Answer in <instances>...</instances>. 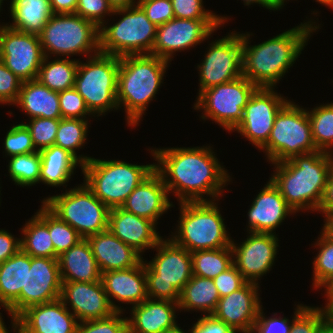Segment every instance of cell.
Returning <instances> with one entry per match:
<instances>
[{
    "instance_id": "63",
    "label": "cell",
    "mask_w": 333,
    "mask_h": 333,
    "mask_svg": "<svg viewBox=\"0 0 333 333\" xmlns=\"http://www.w3.org/2000/svg\"><path fill=\"white\" fill-rule=\"evenodd\" d=\"M11 319V332H12V330H13V332H15V333H21V328H20V324H19V321H18V318H16V317H10Z\"/></svg>"
},
{
    "instance_id": "53",
    "label": "cell",
    "mask_w": 333,
    "mask_h": 333,
    "mask_svg": "<svg viewBox=\"0 0 333 333\" xmlns=\"http://www.w3.org/2000/svg\"><path fill=\"white\" fill-rule=\"evenodd\" d=\"M213 282L221 298L240 289L247 281L243 278L235 265L232 264L228 269L213 278Z\"/></svg>"
},
{
    "instance_id": "2",
    "label": "cell",
    "mask_w": 333,
    "mask_h": 333,
    "mask_svg": "<svg viewBox=\"0 0 333 333\" xmlns=\"http://www.w3.org/2000/svg\"><path fill=\"white\" fill-rule=\"evenodd\" d=\"M314 19L301 22L270 39L250 45V32H242V75L258 88H275L295 64L313 32L321 29Z\"/></svg>"
},
{
    "instance_id": "24",
    "label": "cell",
    "mask_w": 333,
    "mask_h": 333,
    "mask_svg": "<svg viewBox=\"0 0 333 333\" xmlns=\"http://www.w3.org/2000/svg\"><path fill=\"white\" fill-rule=\"evenodd\" d=\"M17 318L21 333H76L79 323L60 298L31 306Z\"/></svg>"
},
{
    "instance_id": "50",
    "label": "cell",
    "mask_w": 333,
    "mask_h": 333,
    "mask_svg": "<svg viewBox=\"0 0 333 333\" xmlns=\"http://www.w3.org/2000/svg\"><path fill=\"white\" fill-rule=\"evenodd\" d=\"M22 81L0 59V105H14L19 97Z\"/></svg>"
},
{
    "instance_id": "51",
    "label": "cell",
    "mask_w": 333,
    "mask_h": 333,
    "mask_svg": "<svg viewBox=\"0 0 333 333\" xmlns=\"http://www.w3.org/2000/svg\"><path fill=\"white\" fill-rule=\"evenodd\" d=\"M137 4L157 27L174 18L171 0H138Z\"/></svg>"
},
{
    "instance_id": "68",
    "label": "cell",
    "mask_w": 333,
    "mask_h": 333,
    "mask_svg": "<svg viewBox=\"0 0 333 333\" xmlns=\"http://www.w3.org/2000/svg\"><path fill=\"white\" fill-rule=\"evenodd\" d=\"M283 6H285V2L287 3V1L289 0H278Z\"/></svg>"
},
{
    "instance_id": "25",
    "label": "cell",
    "mask_w": 333,
    "mask_h": 333,
    "mask_svg": "<svg viewBox=\"0 0 333 333\" xmlns=\"http://www.w3.org/2000/svg\"><path fill=\"white\" fill-rule=\"evenodd\" d=\"M170 199L161 175L154 170L131 192L121 208L158 225L159 218L175 207Z\"/></svg>"
},
{
    "instance_id": "10",
    "label": "cell",
    "mask_w": 333,
    "mask_h": 333,
    "mask_svg": "<svg viewBox=\"0 0 333 333\" xmlns=\"http://www.w3.org/2000/svg\"><path fill=\"white\" fill-rule=\"evenodd\" d=\"M39 39L45 57H89L100 52L99 28L76 13L53 14Z\"/></svg>"
},
{
    "instance_id": "6",
    "label": "cell",
    "mask_w": 333,
    "mask_h": 333,
    "mask_svg": "<svg viewBox=\"0 0 333 333\" xmlns=\"http://www.w3.org/2000/svg\"><path fill=\"white\" fill-rule=\"evenodd\" d=\"M81 170L85 185L112 209L125 203L131 192L155 170V163L138 165L92 157Z\"/></svg>"
},
{
    "instance_id": "28",
    "label": "cell",
    "mask_w": 333,
    "mask_h": 333,
    "mask_svg": "<svg viewBox=\"0 0 333 333\" xmlns=\"http://www.w3.org/2000/svg\"><path fill=\"white\" fill-rule=\"evenodd\" d=\"M130 308L128 333H163L177 324L178 302L147 298Z\"/></svg>"
},
{
    "instance_id": "48",
    "label": "cell",
    "mask_w": 333,
    "mask_h": 333,
    "mask_svg": "<svg viewBox=\"0 0 333 333\" xmlns=\"http://www.w3.org/2000/svg\"><path fill=\"white\" fill-rule=\"evenodd\" d=\"M59 104L62 118L90 119L92 114L85 105L83 97L73 87L59 92ZM88 115V117H87Z\"/></svg>"
},
{
    "instance_id": "15",
    "label": "cell",
    "mask_w": 333,
    "mask_h": 333,
    "mask_svg": "<svg viewBox=\"0 0 333 333\" xmlns=\"http://www.w3.org/2000/svg\"><path fill=\"white\" fill-rule=\"evenodd\" d=\"M222 26L220 20L173 18L157 27L151 55L171 62L176 52L201 45Z\"/></svg>"
},
{
    "instance_id": "52",
    "label": "cell",
    "mask_w": 333,
    "mask_h": 333,
    "mask_svg": "<svg viewBox=\"0 0 333 333\" xmlns=\"http://www.w3.org/2000/svg\"><path fill=\"white\" fill-rule=\"evenodd\" d=\"M262 308L263 306L260 308L252 333H290L292 320L283 315L277 316L276 312L271 317H266Z\"/></svg>"
},
{
    "instance_id": "61",
    "label": "cell",
    "mask_w": 333,
    "mask_h": 333,
    "mask_svg": "<svg viewBox=\"0 0 333 333\" xmlns=\"http://www.w3.org/2000/svg\"><path fill=\"white\" fill-rule=\"evenodd\" d=\"M316 333H333V323L325 318L318 326Z\"/></svg>"
},
{
    "instance_id": "34",
    "label": "cell",
    "mask_w": 333,
    "mask_h": 333,
    "mask_svg": "<svg viewBox=\"0 0 333 333\" xmlns=\"http://www.w3.org/2000/svg\"><path fill=\"white\" fill-rule=\"evenodd\" d=\"M27 265H31V256L21 249L0 264V307L7 310L26 290Z\"/></svg>"
},
{
    "instance_id": "60",
    "label": "cell",
    "mask_w": 333,
    "mask_h": 333,
    "mask_svg": "<svg viewBox=\"0 0 333 333\" xmlns=\"http://www.w3.org/2000/svg\"><path fill=\"white\" fill-rule=\"evenodd\" d=\"M109 5L113 10L128 8L130 6L136 5L138 0H107Z\"/></svg>"
},
{
    "instance_id": "67",
    "label": "cell",
    "mask_w": 333,
    "mask_h": 333,
    "mask_svg": "<svg viewBox=\"0 0 333 333\" xmlns=\"http://www.w3.org/2000/svg\"><path fill=\"white\" fill-rule=\"evenodd\" d=\"M6 26H7V23L3 24V22H2V24H1V22H0V49H1V36H2V33Z\"/></svg>"
},
{
    "instance_id": "22",
    "label": "cell",
    "mask_w": 333,
    "mask_h": 333,
    "mask_svg": "<svg viewBox=\"0 0 333 333\" xmlns=\"http://www.w3.org/2000/svg\"><path fill=\"white\" fill-rule=\"evenodd\" d=\"M266 183L248 209L247 232L276 234L281 223L296 214L273 182L268 179Z\"/></svg>"
},
{
    "instance_id": "70",
    "label": "cell",
    "mask_w": 333,
    "mask_h": 333,
    "mask_svg": "<svg viewBox=\"0 0 333 333\" xmlns=\"http://www.w3.org/2000/svg\"><path fill=\"white\" fill-rule=\"evenodd\" d=\"M0 189H1V187H0ZM0 195H2V194H1V190H0ZM0 197H1V196H0ZM1 201H2V200H1V198H0V205H1Z\"/></svg>"
},
{
    "instance_id": "19",
    "label": "cell",
    "mask_w": 333,
    "mask_h": 333,
    "mask_svg": "<svg viewBox=\"0 0 333 333\" xmlns=\"http://www.w3.org/2000/svg\"><path fill=\"white\" fill-rule=\"evenodd\" d=\"M44 57L39 35L5 27L0 59L22 82L37 79Z\"/></svg>"
},
{
    "instance_id": "16",
    "label": "cell",
    "mask_w": 333,
    "mask_h": 333,
    "mask_svg": "<svg viewBox=\"0 0 333 333\" xmlns=\"http://www.w3.org/2000/svg\"><path fill=\"white\" fill-rule=\"evenodd\" d=\"M290 101L275 88H257L243 110V117L232 131L260 150L268 141L278 112Z\"/></svg>"
},
{
    "instance_id": "8",
    "label": "cell",
    "mask_w": 333,
    "mask_h": 333,
    "mask_svg": "<svg viewBox=\"0 0 333 333\" xmlns=\"http://www.w3.org/2000/svg\"><path fill=\"white\" fill-rule=\"evenodd\" d=\"M114 15L122 18L113 25L107 21L99 28L100 52L116 57L151 55L157 26L146 17L142 8L136 4L116 9Z\"/></svg>"
},
{
    "instance_id": "45",
    "label": "cell",
    "mask_w": 333,
    "mask_h": 333,
    "mask_svg": "<svg viewBox=\"0 0 333 333\" xmlns=\"http://www.w3.org/2000/svg\"><path fill=\"white\" fill-rule=\"evenodd\" d=\"M5 157L36 152L31 133L24 123L14 124L4 137Z\"/></svg>"
},
{
    "instance_id": "5",
    "label": "cell",
    "mask_w": 333,
    "mask_h": 333,
    "mask_svg": "<svg viewBox=\"0 0 333 333\" xmlns=\"http://www.w3.org/2000/svg\"><path fill=\"white\" fill-rule=\"evenodd\" d=\"M219 201L180 202L178 225L170 238L190 253L231 246Z\"/></svg>"
},
{
    "instance_id": "35",
    "label": "cell",
    "mask_w": 333,
    "mask_h": 333,
    "mask_svg": "<svg viewBox=\"0 0 333 333\" xmlns=\"http://www.w3.org/2000/svg\"><path fill=\"white\" fill-rule=\"evenodd\" d=\"M220 295L213 279L192 275L180 292L179 311L200 312L203 316L212 315L217 307Z\"/></svg>"
},
{
    "instance_id": "11",
    "label": "cell",
    "mask_w": 333,
    "mask_h": 333,
    "mask_svg": "<svg viewBox=\"0 0 333 333\" xmlns=\"http://www.w3.org/2000/svg\"><path fill=\"white\" fill-rule=\"evenodd\" d=\"M41 203L60 220L68 223L83 239L108 230L110 209L84 182L61 194L49 195Z\"/></svg>"
},
{
    "instance_id": "55",
    "label": "cell",
    "mask_w": 333,
    "mask_h": 333,
    "mask_svg": "<svg viewBox=\"0 0 333 333\" xmlns=\"http://www.w3.org/2000/svg\"><path fill=\"white\" fill-rule=\"evenodd\" d=\"M8 230L0 229V264L15 255L20 249V238Z\"/></svg>"
},
{
    "instance_id": "46",
    "label": "cell",
    "mask_w": 333,
    "mask_h": 333,
    "mask_svg": "<svg viewBox=\"0 0 333 333\" xmlns=\"http://www.w3.org/2000/svg\"><path fill=\"white\" fill-rule=\"evenodd\" d=\"M26 125L31 133V137L36 151H41L55 144V137L60 119L31 118Z\"/></svg>"
},
{
    "instance_id": "37",
    "label": "cell",
    "mask_w": 333,
    "mask_h": 333,
    "mask_svg": "<svg viewBox=\"0 0 333 333\" xmlns=\"http://www.w3.org/2000/svg\"><path fill=\"white\" fill-rule=\"evenodd\" d=\"M89 120L75 118H61L55 137V145L67 150L82 165L92 157L79 155L77 152L87 143ZM78 150V151H77Z\"/></svg>"
},
{
    "instance_id": "59",
    "label": "cell",
    "mask_w": 333,
    "mask_h": 333,
    "mask_svg": "<svg viewBox=\"0 0 333 333\" xmlns=\"http://www.w3.org/2000/svg\"><path fill=\"white\" fill-rule=\"evenodd\" d=\"M326 300L325 306L322 308L324 309L326 318L333 323V291H324V295Z\"/></svg>"
},
{
    "instance_id": "66",
    "label": "cell",
    "mask_w": 333,
    "mask_h": 333,
    "mask_svg": "<svg viewBox=\"0 0 333 333\" xmlns=\"http://www.w3.org/2000/svg\"><path fill=\"white\" fill-rule=\"evenodd\" d=\"M323 288L325 291H333V278Z\"/></svg>"
},
{
    "instance_id": "3",
    "label": "cell",
    "mask_w": 333,
    "mask_h": 333,
    "mask_svg": "<svg viewBox=\"0 0 333 333\" xmlns=\"http://www.w3.org/2000/svg\"><path fill=\"white\" fill-rule=\"evenodd\" d=\"M272 165L275 170L269 179L295 213L317 212L333 167V154L317 150Z\"/></svg>"
},
{
    "instance_id": "12",
    "label": "cell",
    "mask_w": 333,
    "mask_h": 333,
    "mask_svg": "<svg viewBox=\"0 0 333 333\" xmlns=\"http://www.w3.org/2000/svg\"><path fill=\"white\" fill-rule=\"evenodd\" d=\"M260 150L271 164L317 151L307 108L290 100L278 112L269 139Z\"/></svg>"
},
{
    "instance_id": "49",
    "label": "cell",
    "mask_w": 333,
    "mask_h": 333,
    "mask_svg": "<svg viewBox=\"0 0 333 333\" xmlns=\"http://www.w3.org/2000/svg\"><path fill=\"white\" fill-rule=\"evenodd\" d=\"M113 12L107 0H78L75 13L100 28L107 22L106 16L112 17Z\"/></svg>"
},
{
    "instance_id": "57",
    "label": "cell",
    "mask_w": 333,
    "mask_h": 333,
    "mask_svg": "<svg viewBox=\"0 0 333 333\" xmlns=\"http://www.w3.org/2000/svg\"><path fill=\"white\" fill-rule=\"evenodd\" d=\"M78 0H50L54 14L75 13Z\"/></svg>"
},
{
    "instance_id": "58",
    "label": "cell",
    "mask_w": 333,
    "mask_h": 333,
    "mask_svg": "<svg viewBox=\"0 0 333 333\" xmlns=\"http://www.w3.org/2000/svg\"><path fill=\"white\" fill-rule=\"evenodd\" d=\"M244 6H250L253 4L261 5L262 7L271 11H280L283 9V5L278 0H242Z\"/></svg>"
},
{
    "instance_id": "20",
    "label": "cell",
    "mask_w": 333,
    "mask_h": 333,
    "mask_svg": "<svg viewBox=\"0 0 333 333\" xmlns=\"http://www.w3.org/2000/svg\"><path fill=\"white\" fill-rule=\"evenodd\" d=\"M259 286L260 284L246 282L240 289L221 297L212 316L236 333H252L263 306Z\"/></svg>"
},
{
    "instance_id": "7",
    "label": "cell",
    "mask_w": 333,
    "mask_h": 333,
    "mask_svg": "<svg viewBox=\"0 0 333 333\" xmlns=\"http://www.w3.org/2000/svg\"><path fill=\"white\" fill-rule=\"evenodd\" d=\"M153 249V259L144 260L148 298L178 302L193 275L191 253L170 237H163Z\"/></svg>"
},
{
    "instance_id": "62",
    "label": "cell",
    "mask_w": 333,
    "mask_h": 333,
    "mask_svg": "<svg viewBox=\"0 0 333 333\" xmlns=\"http://www.w3.org/2000/svg\"><path fill=\"white\" fill-rule=\"evenodd\" d=\"M163 333H192V332L190 328L188 331L185 332L184 329L180 327V324L178 325L177 323L174 327L165 330Z\"/></svg>"
},
{
    "instance_id": "39",
    "label": "cell",
    "mask_w": 333,
    "mask_h": 333,
    "mask_svg": "<svg viewBox=\"0 0 333 333\" xmlns=\"http://www.w3.org/2000/svg\"><path fill=\"white\" fill-rule=\"evenodd\" d=\"M315 240L317 241L313 247L318 249V252L312 262V288L322 290L333 278V234L323 226L318 239Z\"/></svg>"
},
{
    "instance_id": "56",
    "label": "cell",
    "mask_w": 333,
    "mask_h": 333,
    "mask_svg": "<svg viewBox=\"0 0 333 333\" xmlns=\"http://www.w3.org/2000/svg\"><path fill=\"white\" fill-rule=\"evenodd\" d=\"M317 213H321L324 223L333 216V167L328 177V182L324 192L323 200Z\"/></svg>"
},
{
    "instance_id": "47",
    "label": "cell",
    "mask_w": 333,
    "mask_h": 333,
    "mask_svg": "<svg viewBox=\"0 0 333 333\" xmlns=\"http://www.w3.org/2000/svg\"><path fill=\"white\" fill-rule=\"evenodd\" d=\"M125 312L116 311L110 317L79 322L76 333H128Z\"/></svg>"
},
{
    "instance_id": "65",
    "label": "cell",
    "mask_w": 333,
    "mask_h": 333,
    "mask_svg": "<svg viewBox=\"0 0 333 333\" xmlns=\"http://www.w3.org/2000/svg\"><path fill=\"white\" fill-rule=\"evenodd\" d=\"M315 2L320 3L321 5L328 6L329 8L333 9V0H315Z\"/></svg>"
},
{
    "instance_id": "42",
    "label": "cell",
    "mask_w": 333,
    "mask_h": 333,
    "mask_svg": "<svg viewBox=\"0 0 333 333\" xmlns=\"http://www.w3.org/2000/svg\"><path fill=\"white\" fill-rule=\"evenodd\" d=\"M48 230L55 253L60 256L83 239L68 223L60 220L48 209Z\"/></svg>"
},
{
    "instance_id": "43",
    "label": "cell",
    "mask_w": 333,
    "mask_h": 333,
    "mask_svg": "<svg viewBox=\"0 0 333 333\" xmlns=\"http://www.w3.org/2000/svg\"><path fill=\"white\" fill-rule=\"evenodd\" d=\"M295 306L290 333H316L319 324L326 318L324 309L302 303Z\"/></svg>"
},
{
    "instance_id": "29",
    "label": "cell",
    "mask_w": 333,
    "mask_h": 333,
    "mask_svg": "<svg viewBox=\"0 0 333 333\" xmlns=\"http://www.w3.org/2000/svg\"><path fill=\"white\" fill-rule=\"evenodd\" d=\"M62 282L92 283L101 280V272L87 239H81L58 257Z\"/></svg>"
},
{
    "instance_id": "64",
    "label": "cell",
    "mask_w": 333,
    "mask_h": 333,
    "mask_svg": "<svg viewBox=\"0 0 333 333\" xmlns=\"http://www.w3.org/2000/svg\"><path fill=\"white\" fill-rule=\"evenodd\" d=\"M3 315H0V333H10V331L7 328L6 323L4 322V319L2 318Z\"/></svg>"
},
{
    "instance_id": "27",
    "label": "cell",
    "mask_w": 333,
    "mask_h": 333,
    "mask_svg": "<svg viewBox=\"0 0 333 333\" xmlns=\"http://www.w3.org/2000/svg\"><path fill=\"white\" fill-rule=\"evenodd\" d=\"M101 273L137 266L143 257L109 230L86 238Z\"/></svg>"
},
{
    "instance_id": "41",
    "label": "cell",
    "mask_w": 333,
    "mask_h": 333,
    "mask_svg": "<svg viewBox=\"0 0 333 333\" xmlns=\"http://www.w3.org/2000/svg\"><path fill=\"white\" fill-rule=\"evenodd\" d=\"M8 173L14 185L29 187L40 184V151L9 157Z\"/></svg>"
},
{
    "instance_id": "30",
    "label": "cell",
    "mask_w": 333,
    "mask_h": 333,
    "mask_svg": "<svg viewBox=\"0 0 333 333\" xmlns=\"http://www.w3.org/2000/svg\"><path fill=\"white\" fill-rule=\"evenodd\" d=\"M31 118L61 119L59 93L42 85L37 79L22 82L19 97L13 105Z\"/></svg>"
},
{
    "instance_id": "13",
    "label": "cell",
    "mask_w": 333,
    "mask_h": 333,
    "mask_svg": "<svg viewBox=\"0 0 333 333\" xmlns=\"http://www.w3.org/2000/svg\"><path fill=\"white\" fill-rule=\"evenodd\" d=\"M258 87L245 76L202 91L195 100L194 110L202 112V120H212L232 132L243 117L244 107Z\"/></svg>"
},
{
    "instance_id": "21",
    "label": "cell",
    "mask_w": 333,
    "mask_h": 333,
    "mask_svg": "<svg viewBox=\"0 0 333 333\" xmlns=\"http://www.w3.org/2000/svg\"><path fill=\"white\" fill-rule=\"evenodd\" d=\"M60 299L79 322L107 318L116 312L101 280L62 282Z\"/></svg>"
},
{
    "instance_id": "54",
    "label": "cell",
    "mask_w": 333,
    "mask_h": 333,
    "mask_svg": "<svg viewBox=\"0 0 333 333\" xmlns=\"http://www.w3.org/2000/svg\"><path fill=\"white\" fill-rule=\"evenodd\" d=\"M190 328L192 333H236L227 324L212 315L198 318Z\"/></svg>"
},
{
    "instance_id": "18",
    "label": "cell",
    "mask_w": 333,
    "mask_h": 333,
    "mask_svg": "<svg viewBox=\"0 0 333 333\" xmlns=\"http://www.w3.org/2000/svg\"><path fill=\"white\" fill-rule=\"evenodd\" d=\"M247 234L240 244L235 243L234 239L231 241L233 264L247 282L259 284V280L272 270L277 260L279 238L278 234L273 233Z\"/></svg>"
},
{
    "instance_id": "1",
    "label": "cell",
    "mask_w": 333,
    "mask_h": 333,
    "mask_svg": "<svg viewBox=\"0 0 333 333\" xmlns=\"http://www.w3.org/2000/svg\"><path fill=\"white\" fill-rule=\"evenodd\" d=\"M149 149L157 161L155 170L161 175L169 196L174 194L178 203L217 201L224 197L223 190L232 178L212 146Z\"/></svg>"
},
{
    "instance_id": "36",
    "label": "cell",
    "mask_w": 333,
    "mask_h": 333,
    "mask_svg": "<svg viewBox=\"0 0 333 333\" xmlns=\"http://www.w3.org/2000/svg\"><path fill=\"white\" fill-rule=\"evenodd\" d=\"M44 57L37 80L50 90L62 92L75 85L79 59Z\"/></svg>"
},
{
    "instance_id": "14",
    "label": "cell",
    "mask_w": 333,
    "mask_h": 333,
    "mask_svg": "<svg viewBox=\"0 0 333 333\" xmlns=\"http://www.w3.org/2000/svg\"><path fill=\"white\" fill-rule=\"evenodd\" d=\"M208 45L204 60L197 64L198 95L210 87L242 76V33L232 31Z\"/></svg>"
},
{
    "instance_id": "17",
    "label": "cell",
    "mask_w": 333,
    "mask_h": 333,
    "mask_svg": "<svg viewBox=\"0 0 333 333\" xmlns=\"http://www.w3.org/2000/svg\"><path fill=\"white\" fill-rule=\"evenodd\" d=\"M62 280L58 258L31 257L27 265L26 290L5 311L9 316L18 317L27 308L60 298Z\"/></svg>"
},
{
    "instance_id": "33",
    "label": "cell",
    "mask_w": 333,
    "mask_h": 333,
    "mask_svg": "<svg viewBox=\"0 0 333 333\" xmlns=\"http://www.w3.org/2000/svg\"><path fill=\"white\" fill-rule=\"evenodd\" d=\"M10 21L7 25L14 30L39 35L54 14L50 0H11L9 1Z\"/></svg>"
},
{
    "instance_id": "32",
    "label": "cell",
    "mask_w": 333,
    "mask_h": 333,
    "mask_svg": "<svg viewBox=\"0 0 333 333\" xmlns=\"http://www.w3.org/2000/svg\"><path fill=\"white\" fill-rule=\"evenodd\" d=\"M21 250L31 257L58 258L48 230V208L42 203L40 208L22 226Z\"/></svg>"
},
{
    "instance_id": "38",
    "label": "cell",
    "mask_w": 333,
    "mask_h": 333,
    "mask_svg": "<svg viewBox=\"0 0 333 333\" xmlns=\"http://www.w3.org/2000/svg\"><path fill=\"white\" fill-rule=\"evenodd\" d=\"M192 273L195 276L213 279L233 264L231 246L191 253Z\"/></svg>"
},
{
    "instance_id": "26",
    "label": "cell",
    "mask_w": 333,
    "mask_h": 333,
    "mask_svg": "<svg viewBox=\"0 0 333 333\" xmlns=\"http://www.w3.org/2000/svg\"><path fill=\"white\" fill-rule=\"evenodd\" d=\"M108 230L141 255H144L145 250H153L163 238L154 222L129 213L121 207L109 210Z\"/></svg>"
},
{
    "instance_id": "31",
    "label": "cell",
    "mask_w": 333,
    "mask_h": 333,
    "mask_svg": "<svg viewBox=\"0 0 333 333\" xmlns=\"http://www.w3.org/2000/svg\"><path fill=\"white\" fill-rule=\"evenodd\" d=\"M41 170L40 183L50 187H67V183L82 164L67 150L52 145L40 151Z\"/></svg>"
},
{
    "instance_id": "23",
    "label": "cell",
    "mask_w": 333,
    "mask_h": 333,
    "mask_svg": "<svg viewBox=\"0 0 333 333\" xmlns=\"http://www.w3.org/2000/svg\"><path fill=\"white\" fill-rule=\"evenodd\" d=\"M101 281L111 306L118 312L126 311L118 302L133 307L148 298L144 259L133 268L101 273Z\"/></svg>"
},
{
    "instance_id": "9",
    "label": "cell",
    "mask_w": 333,
    "mask_h": 333,
    "mask_svg": "<svg viewBox=\"0 0 333 333\" xmlns=\"http://www.w3.org/2000/svg\"><path fill=\"white\" fill-rule=\"evenodd\" d=\"M86 59L82 62L79 58L74 88L94 118L117 111L120 57L99 52Z\"/></svg>"
},
{
    "instance_id": "40",
    "label": "cell",
    "mask_w": 333,
    "mask_h": 333,
    "mask_svg": "<svg viewBox=\"0 0 333 333\" xmlns=\"http://www.w3.org/2000/svg\"><path fill=\"white\" fill-rule=\"evenodd\" d=\"M307 113L316 148L333 154V102L307 109Z\"/></svg>"
},
{
    "instance_id": "4",
    "label": "cell",
    "mask_w": 333,
    "mask_h": 333,
    "mask_svg": "<svg viewBox=\"0 0 333 333\" xmlns=\"http://www.w3.org/2000/svg\"><path fill=\"white\" fill-rule=\"evenodd\" d=\"M170 63V64H169ZM171 62L154 55L120 57L117 103L125 111L128 127L139 126L150 102L155 99Z\"/></svg>"
},
{
    "instance_id": "44",
    "label": "cell",
    "mask_w": 333,
    "mask_h": 333,
    "mask_svg": "<svg viewBox=\"0 0 333 333\" xmlns=\"http://www.w3.org/2000/svg\"><path fill=\"white\" fill-rule=\"evenodd\" d=\"M174 18L193 20H220L223 27L230 20L228 16L214 13L204 7L203 0H171Z\"/></svg>"
},
{
    "instance_id": "69",
    "label": "cell",
    "mask_w": 333,
    "mask_h": 333,
    "mask_svg": "<svg viewBox=\"0 0 333 333\" xmlns=\"http://www.w3.org/2000/svg\"><path fill=\"white\" fill-rule=\"evenodd\" d=\"M3 1H5V0H0V12L2 11L1 8H2V5H3L2 3H4Z\"/></svg>"
}]
</instances>
